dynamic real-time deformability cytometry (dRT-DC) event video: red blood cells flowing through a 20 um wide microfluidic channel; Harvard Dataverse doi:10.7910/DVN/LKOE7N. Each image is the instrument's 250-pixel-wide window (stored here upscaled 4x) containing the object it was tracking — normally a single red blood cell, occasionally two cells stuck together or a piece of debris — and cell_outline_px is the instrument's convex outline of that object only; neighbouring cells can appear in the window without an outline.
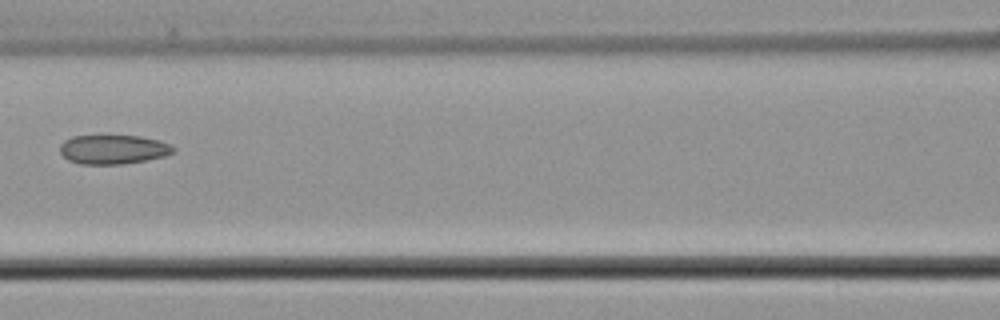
{"species": "common noctule bat (a hibernating species)", "species_latin": "Nyctalus noctula", "temperature_condition": "cold", "stored_images_in_passage": 5, "camera_frame_rate_fps": 3000, "um_per_image_px": 0.085, "animal": {"sex": "male", "body_mass_g": 21.5, "forearm_length_mm": 52.0}, "frame": {"image": 1, "passage_image": 4, "time_ms": 3.667, "image_size_px": [1000, 320], "cell_outline_px": [[176, 152], [164, 156], [144, 160], [120, 164], [80, 164], [68, 160], [60, 152], [60, 144], [64, 140], [72, 136], [140, 136], [160, 140], [176, 148]], "centroid_in_image_um": [9.62, 12.7], "position_along_channel_um": 157.0, "area_um2": 19.25}}
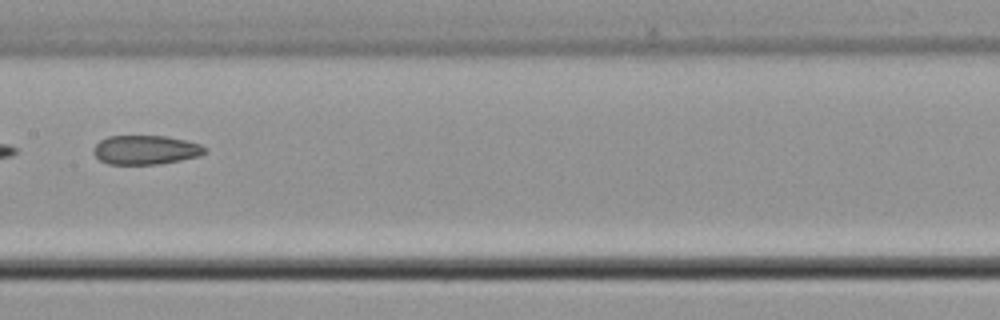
{"frame": {"image": 2, "passage_image": 5, "time_ms": 4.667, "image_size_px": [1000, 320], "cell_outline_px": [[208, 152], [200, 156], [160, 164], [108, 164], [100, 160], [92, 152], [92, 148], [100, 140], [108, 136], [168, 136], [200, 144], [208, 148]], "centroid_in_image_um": [12.39, 12.74], "position_along_channel_um": 195.0, "area_um2": 19.07}}